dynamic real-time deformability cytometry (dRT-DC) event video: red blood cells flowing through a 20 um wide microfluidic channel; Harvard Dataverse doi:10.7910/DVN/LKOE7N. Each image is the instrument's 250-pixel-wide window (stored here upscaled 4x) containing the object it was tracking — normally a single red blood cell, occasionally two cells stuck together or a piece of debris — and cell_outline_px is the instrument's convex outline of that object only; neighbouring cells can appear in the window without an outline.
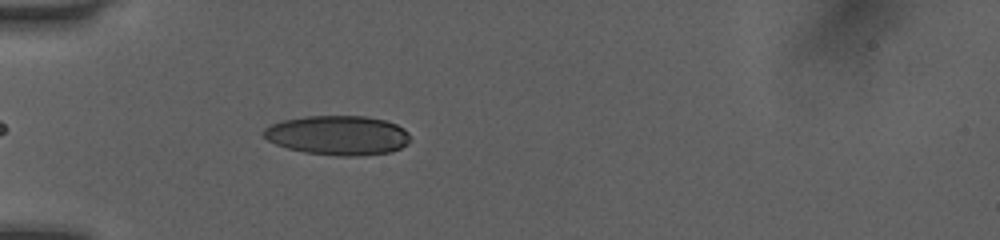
{"species": "human", "species_latin": "Homo sapiens", "temperature_condition": "room temperature", "stored_images_in_passage": 38, "camera_frame_rate_fps": 3000, "um_per_image_px": 0.085, "donor": {"sex": "female"}, "frame": {"image": 1, "passage_image": 4, "time_ms": 1.0, "image_size_px": [1000, 240], "cell_outline_px": [[412, 140], [408, 144], [392, 152], [356, 156], [336, 156], [304, 152], [288, 148], [276, 144], [268, 140], [264, 136], [264, 128], [272, 124], [284, 120], [304, 116], [364, 116], [384, 120], [396, 124], [404, 128], [408, 132]], "centroid_in_image_um": [28.76, 11.5], "position_along_channel_um": 56.2, "area_um2": 33.81}}
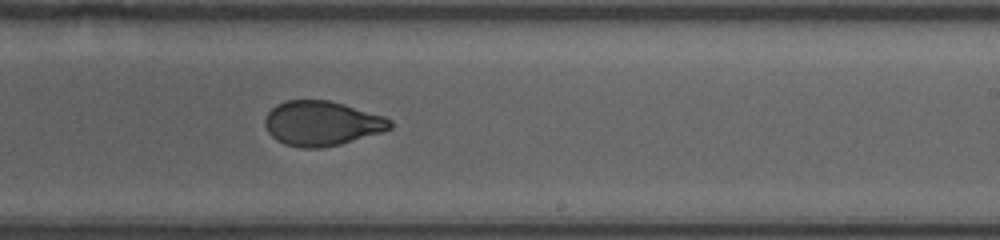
{"frame": {"image": 2, "passage_image": 20, "time_ms": 6.333, "image_size_px": [1000, 240], "cell_outline_px": [[392, 128], [380, 132], [340, 144], [320, 148], [300, 148], [284, 144], [276, 140], [268, 132], [264, 124], [264, 120], [268, 112], [276, 104], [284, 100], [328, 100], [344, 104], [384, 116], [392, 120]], "centroid_in_image_um": [27.32, 10.48], "position_along_channel_um": 261.7, "area_um2": 32.6}}
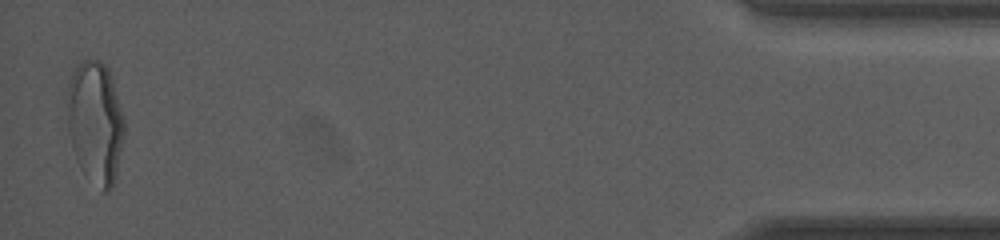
{"frame": {"image": 3, "passage_image": 38, "time_ms": 12.333, "image_size_px": [1000, 240], "cell_outline_px": [[124, 136], [116, 172], [112, 188], [108, 192], [104, 192], [72, 144], [68, 128], [64, 104], [68, 84], [76, 64], [84, 60], [100, 60], [108, 68], [124, 116]], "centroid_in_image_um": [8.11, 10.21], "position_along_channel_um": 427.1, "area_um2": 39.42}, "authors_computed_cell_mechanics": {"area_um2": 33.524, "velocity_mm_per_s": 4.0734, "shape_relaxation_time_tau1_ms": 7.4453, "shape_relaxation_time_tau2_ms": 0.9022, "deformation_change_tau1": 0.2365, "deformation_change_tau2": 0.0591}}